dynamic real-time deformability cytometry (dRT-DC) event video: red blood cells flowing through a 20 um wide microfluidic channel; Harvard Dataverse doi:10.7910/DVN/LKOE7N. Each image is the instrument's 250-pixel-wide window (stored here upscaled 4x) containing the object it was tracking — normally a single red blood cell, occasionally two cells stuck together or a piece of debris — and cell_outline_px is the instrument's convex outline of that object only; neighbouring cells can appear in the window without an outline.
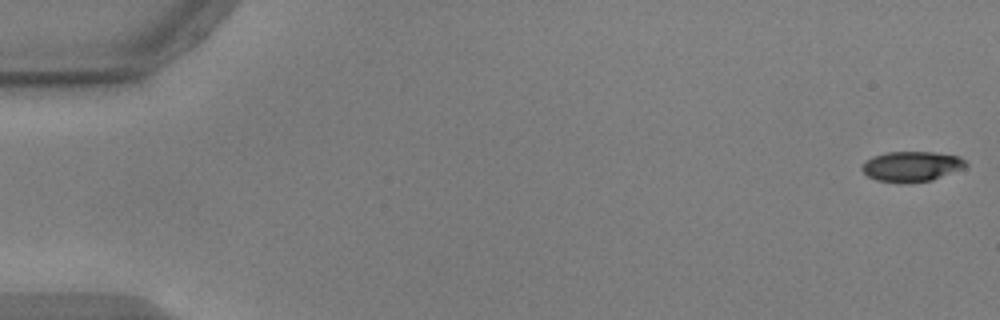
{"species": "common noctule bat (a hibernating species)", "species_latin": "Nyctalus noctula", "temperature_condition": "warm", "stored_images_in_passage": 5, "camera_frame_rate_fps": 3000, "um_per_image_px": 0.085, "animal": {"sex": "male", "body_mass_g": 17.9, "forearm_length_mm": 54.2}, "frame": {"image": 1, "passage_image": 1, "time_ms": 0.0, "image_size_px": [1000, 320], "cell_outline_px": [[968, 164], [964, 168], [932, 180], [908, 184], [876, 180], [868, 176], [860, 168], [864, 160], [872, 156], [888, 152], [932, 152], [960, 156]], "centroid_in_image_um": [77.46, 14.15], "position_along_channel_um": 7.5, "area_um2": 18.5}}